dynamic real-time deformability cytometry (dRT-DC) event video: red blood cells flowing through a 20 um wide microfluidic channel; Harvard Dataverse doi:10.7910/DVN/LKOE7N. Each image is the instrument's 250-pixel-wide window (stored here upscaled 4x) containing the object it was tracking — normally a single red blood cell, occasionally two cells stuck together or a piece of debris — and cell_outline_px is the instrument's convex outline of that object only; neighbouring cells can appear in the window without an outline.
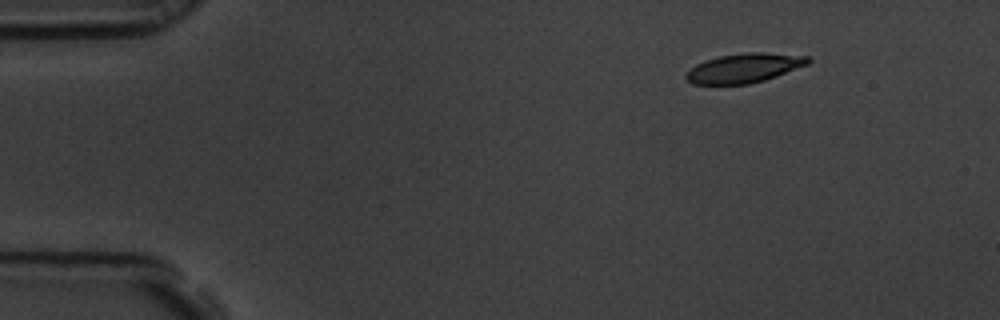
{"species": "common noctule bat (a hibernating species)", "species_latin": "Nyctalus noctula", "temperature_condition": "room temperature", "stored_images_in_passage": 5, "camera_frame_rate_fps": 3000, "um_per_image_px": 0.085, "animal": {"sex": "male", "body_mass_g": 19.5, "forearm_length_mm": 54.6}, "frame": {"image": 1, "passage_image": 1, "time_ms": 0.0, "image_size_px": [1000, 320], "cell_outline_px": [[812, 60], [808, 64], [776, 76], [764, 80], [748, 84], [692, 84], [684, 76], [696, 64], [704, 60], [720, 56], [748, 52], [764, 52], [808, 56]], "centroid_in_image_um": [63.27, 5.78], "position_along_channel_um": 21.7, "area_um2": 20.69}}
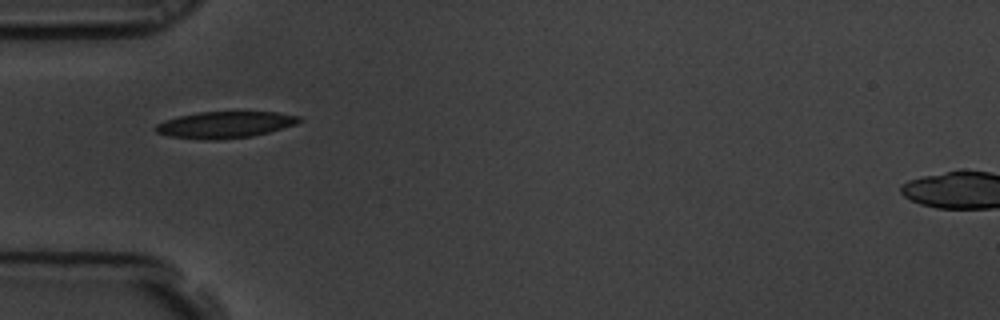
{"frame": {"image": 2, "passage_image": 4, "time_ms": 1.0, "image_size_px": [1000, 320], "cell_outline_px": [[304, 120], [296, 124], [268, 132], [252, 136], [216, 140], [212, 140], [168, 136], [156, 132], [152, 128], [156, 124], [164, 120], [180, 116], [200, 112], [276, 112], [300, 116]], "centroid_in_image_um": [19.12, 10.6], "position_along_channel_um": 65.9, "area_um2": 22.14}}
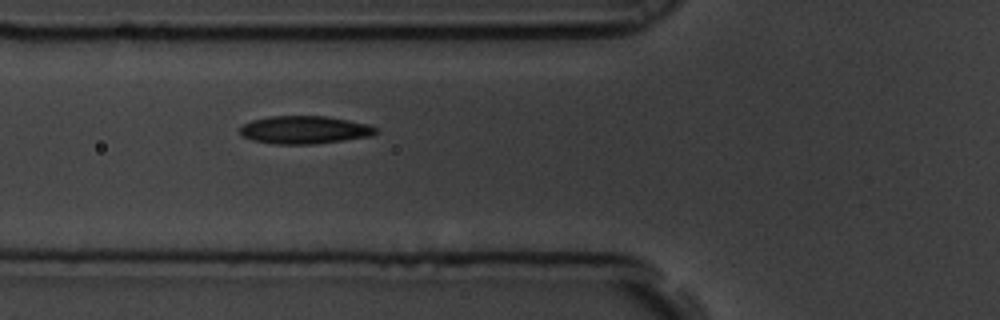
{"frame": {"image": 3, "passage_image": 5, "time_ms": 1.333, "image_size_px": [1000, 320], "cell_outline_px": [[380, 132], [368, 136], [344, 140], [312, 144], [272, 144], [252, 140], [240, 136], [240, 128], [244, 124], [252, 120], [268, 116], [324, 116], [348, 120], [368, 124], [376, 128]], "centroid_in_image_um": [25.85, 11.04], "position_along_channel_um": 100.0, "area_um2": 22.08}}